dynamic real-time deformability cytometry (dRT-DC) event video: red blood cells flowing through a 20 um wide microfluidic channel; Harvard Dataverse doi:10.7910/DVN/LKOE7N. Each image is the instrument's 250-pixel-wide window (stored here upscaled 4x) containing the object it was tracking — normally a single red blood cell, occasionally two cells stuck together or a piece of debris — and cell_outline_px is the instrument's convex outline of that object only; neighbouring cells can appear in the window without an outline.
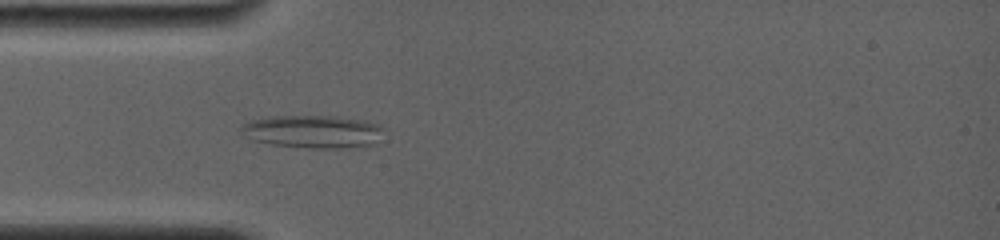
{"species": "common noctule bat (a hibernating species)", "species_latin": "Nyctalus noctula", "temperature_condition": "room temperature", "stored_images_in_passage": 60, "camera_frame_rate_fps": 4000, "um_per_image_px": 0.085, "animal": {"sex": "female", "body_mass_g": 19.0, "forearm_length_mm": 56.7}, "frame": {"image": 1, "passage_image": 16, "time_ms": 3.5, "image_size_px": [1000, 240], "cell_outline_px": [[384, 128], [376, 144], [340, 148], [308, 148], [272, 144], [252, 140], [244, 136], [240, 132], [240, 128], [248, 120], [268, 116], [336, 116], [364, 120], [380, 124]], "centroid_in_image_um": [26.58, 11.17], "position_along_channel_um": 58.4, "area_um2": 27.57}}
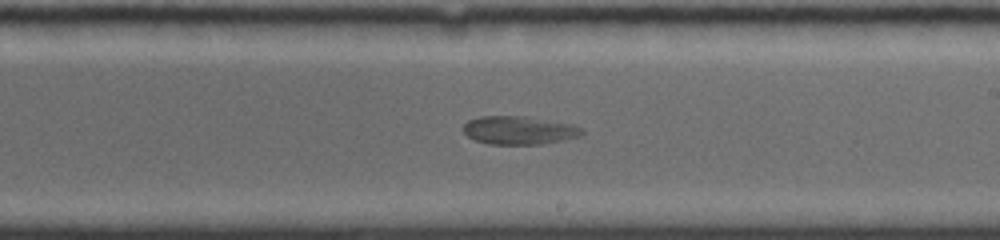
{"frame": {"image": 2, "passage_image": 38, "time_ms": 8.5, "image_size_px": [1000, 240], "cell_outline_px": [[584, 132], [580, 136], [564, 140], [540, 144], [488, 144], [476, 140], [468, 136], [464, 132], [464, 124], [468, 120], [480, 116], [528, 116], [572, 124], [584, 128]], "centroid_in_image_um": [44.15, 11.06], "position_along_channel_um": 244.8, "area_um2": 19.65}}
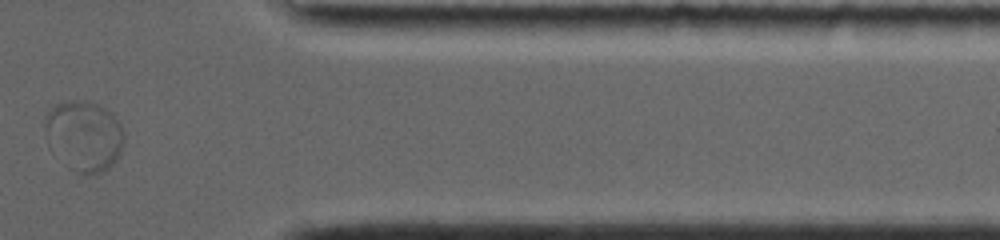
{"frame": {"image": 3, "passage_image": 55, "time_ms": 13.0, "image_size_px": [1000, 240], "cell_outline_px": [[124, 144], [120, 156], [108, 168], [96, 176], [84, 176], [68, 168], [64, 164], [48, 124], [48, 112], [56, 104], [76, 100], [84, 100], [96, 104], [112, 112], [120, 124], [124, 136]], "centroid_in_image_um": [7.31, 11.58], "position_along_channel_um": 404.1, "area_um2": 31.21}}